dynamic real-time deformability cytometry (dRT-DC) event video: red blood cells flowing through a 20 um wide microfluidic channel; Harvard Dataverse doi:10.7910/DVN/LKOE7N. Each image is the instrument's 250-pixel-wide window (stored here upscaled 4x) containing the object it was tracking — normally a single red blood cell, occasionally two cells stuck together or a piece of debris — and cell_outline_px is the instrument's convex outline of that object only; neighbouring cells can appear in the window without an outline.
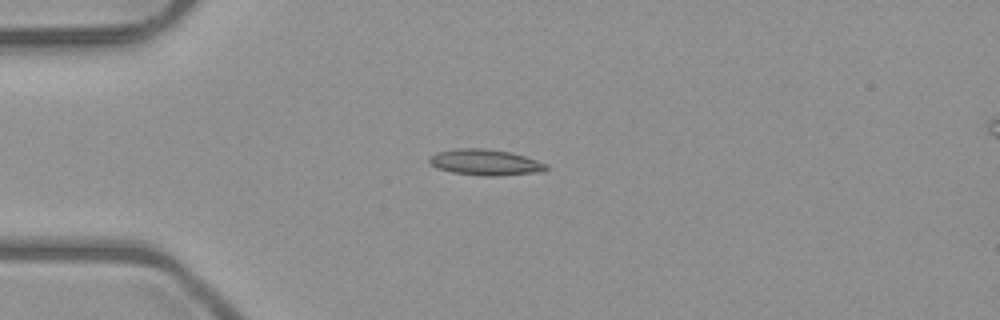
{"species": "common noctule bat (a hibernating species)", "species_latin": "Nyctalus noctula", "temperature_condition": "room temperature", "stored_images_in_passage": 4, "camera_frame_rate_fps": 3000, "um_per_image_px": 0.085, "animal": {"sex": "male", "body_mass_g": 23.1, "forearm_length_mm": 52.7}, "frame": {"image": 1, "passage_image": 2, "time_ms": 1.333, "image_size_px": [1000, 320], "cell_outline_px": [[548, 168], [544, 172], [496, 176], [484, 176], [452, 172], [436, 168], [428, 160], [428, 156], [436, 152], [460, 148], [480, 148], [508, 152], [524, 156], [548, 164]], "centroid_in_image_um": [41.25, 13.81], "position_along_channel_um": 43.8, "area_um2": 17.69}}
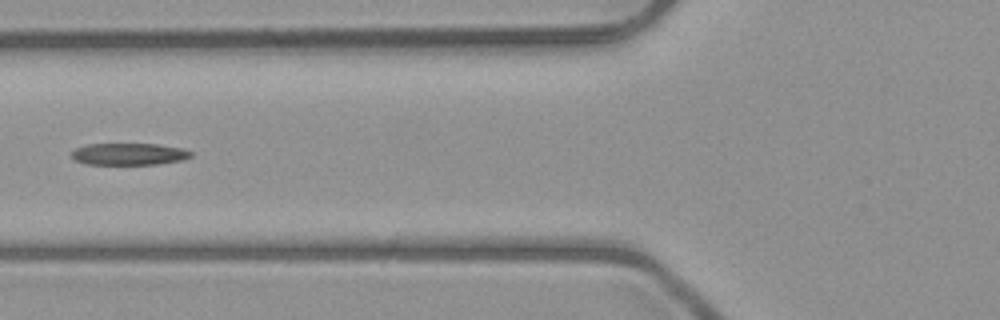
{"frame": {"image": 2, "passage_image": 4, "time_ms": 3.667, "image_size_px": [1000, 320], "cell_outline_px": [[192, 156], [184, 160], [156, 164], [84, 164], [76, 160], [72, 156], [72, 152], [76, 148], [88, 144], [156, 144], [184, 148], [192, 152]], "centroid_in_image_um": [11.01, 13.09], "position_along_channel_um": 114.8, "area_um2": 15.2}}